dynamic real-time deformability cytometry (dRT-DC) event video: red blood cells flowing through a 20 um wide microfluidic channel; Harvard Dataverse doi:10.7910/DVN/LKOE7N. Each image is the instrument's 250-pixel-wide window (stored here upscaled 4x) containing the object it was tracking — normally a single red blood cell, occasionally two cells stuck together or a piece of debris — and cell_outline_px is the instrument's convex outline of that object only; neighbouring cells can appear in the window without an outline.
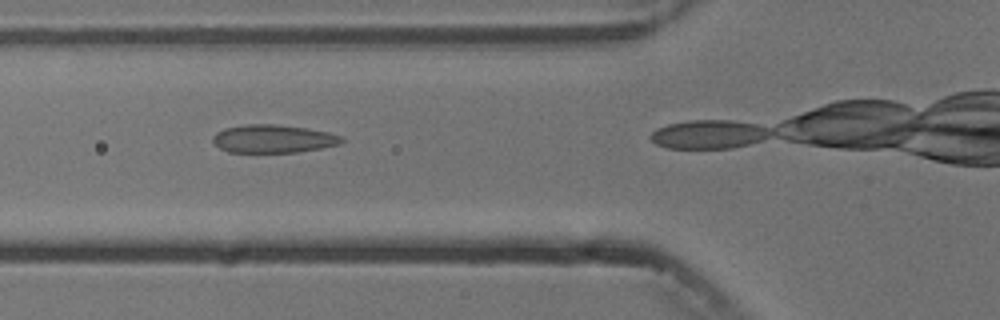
{"species": "common noctule bat (a hibernating species)", "species_latin": "Nyctalus noctula", "temperature_condition": "cold", "stored_images_in_passage": 11, "camera_frame_rate_fps": 3000, "um_per_image_px": 0.085, "animal": {"sex": "male", "body_mass_g": 13.3}, "frame": {"image": 1, "passage_image": 2, "time_ms": 1.0, "image_size_px": [1000, 320], "cell_outline_px": [[344, 140], [340, 144], [320, 148], [296, 152], [228, 152], [220, 148], [212, 140], [212, 136], [216, 132], [224, 128], [244, 124], [276, 124], [304, 128], [328, 132], [344, 136]], "centroid_in_image_um": [23.21, 11.79], "position_along_channel_um": 102.6, "area_um2": 21.1}}